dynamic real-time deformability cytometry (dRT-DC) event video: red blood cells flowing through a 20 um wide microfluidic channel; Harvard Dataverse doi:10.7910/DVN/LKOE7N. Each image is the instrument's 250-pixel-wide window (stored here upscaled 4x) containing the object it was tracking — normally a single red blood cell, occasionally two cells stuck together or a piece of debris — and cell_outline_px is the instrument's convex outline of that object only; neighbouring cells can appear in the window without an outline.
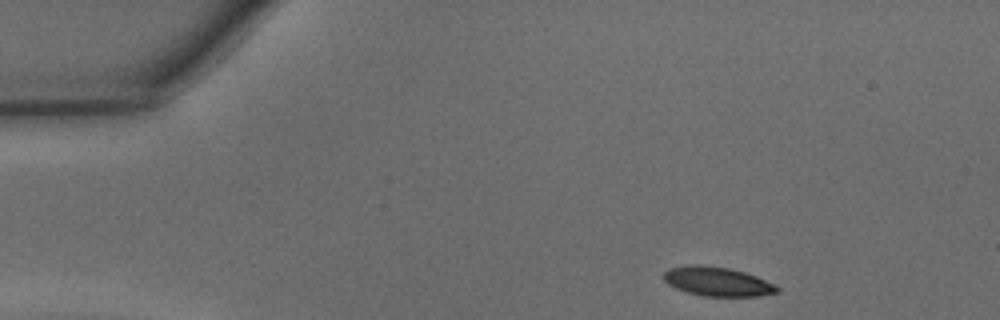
{"species": "common noctule bat (a hibernating species)", "species_latin": "Nyctalus noctula", "temperature_condition": "warm", "stored_images_in_passage": 32, "camera_frame_rate_fps": 3000, "um_per_image_px": 0.085, "animal": {"sex": "male", "body_mass_g": 15.6}, "frame": {"image": 1, "passage_image": 1, "time_ms": 0.0, "image_size_px": [1000, 320], "cell_outline_px": [[780, 292], [760, 296], [704, 296], [688, 292], [676, 288], [668, 284], [664, 280], [664, 272], [668, 268], [692, 264], [696, 264], [728, 268], [744, 272], [756, 276], [776, 284], [780, 288]], "centroid_in_image_um": [61.01, 23.93], "position_along_channel_um": 24.0, "area_um2": 19.31}}
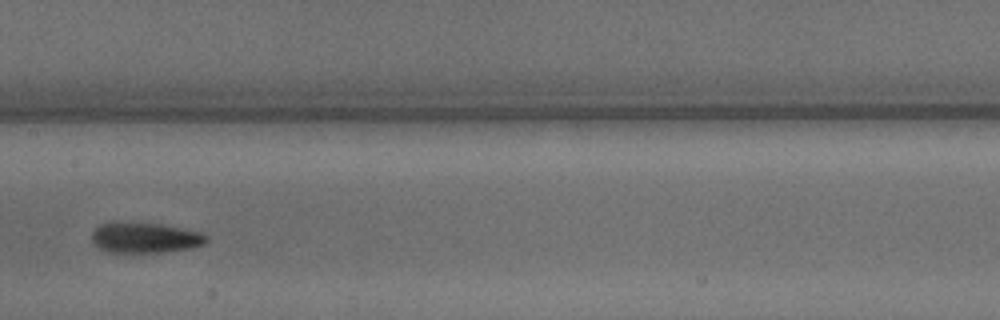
{"frame": {"image": 2, "passage_image": 18, "time_ms": 5.667, "image_size_px": [1000, 320], "cell_outline_px": [[208, 240], [204, 244], [192, 248], [168, 252], [116, 256], [104, 252], [92, 240], [92, 232], [100, 224], [112, 220], [164, 224], [200, 232], [208, 236]], "centroid_in_image_um": [12.26, 20.24], "position_along_channel_um": 195.1, "area_um2": 21.79}}
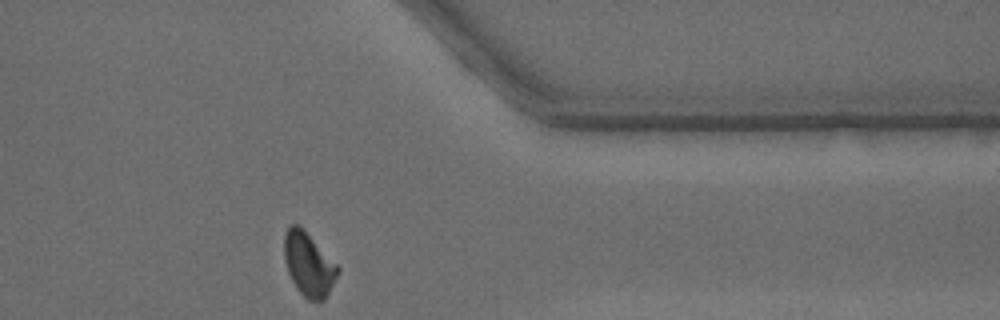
{"frame": {"image": 3, "passage_image": 32, "time_ms": 10.333, "image_size_px": [1000, 320], "cell_outline_px": [[340, 272], [324, 300], [320, 304], [308, 300], [296, 288], [288, 272], [284, 260], [284, 236], [288, 228], [292, 224], [300, 224], [304, 228], [340, 268]], "centroid_in_image_um": [26.24, 22.48], "position_along_channel_um": 385.2, "area_um2": 20.11}, "authors_computed_cell_mechanics": {"area_um2": 20.519, "velocity_mm_per_s": 4.3408, "shape_relaxation_time_tau1_ms": 2.2557, "shape_relaxation_time_tau2_ms": 2.7274, "deformation_change_tau1": 0.1279, "deformation_change_tau2": 0.0979}}